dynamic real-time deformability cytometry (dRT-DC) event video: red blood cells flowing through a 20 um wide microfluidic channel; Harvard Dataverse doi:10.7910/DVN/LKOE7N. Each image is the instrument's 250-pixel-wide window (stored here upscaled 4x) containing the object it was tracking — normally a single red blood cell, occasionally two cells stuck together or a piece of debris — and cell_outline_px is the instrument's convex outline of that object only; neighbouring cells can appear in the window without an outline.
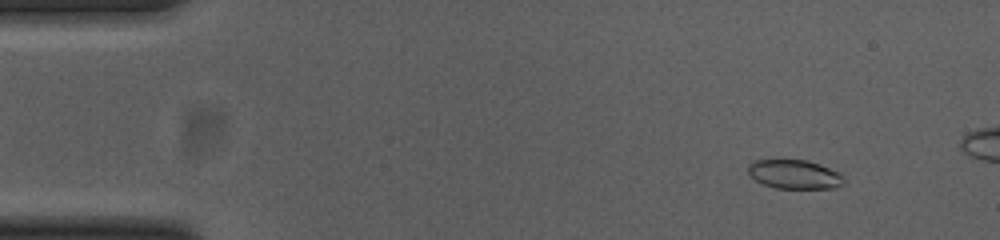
{"species": "common noctule bat (a hibernating species)", "species_latin": "Nyctalus noctula", "temperature_condition": "cold", "stored_images_in_passage": 17, "camera_frame_rate_fps": 3000, "um_per_image_px": 0.085, "animal": {"sex": "female", "body_mass_g": 23.0, "forearm_length_mm": 53.4}, "frame": {"image": 1, "passage_image": 6, "time_ms": 1.667, "image_size_px": [1000, 240], "cell_outline_px": [[844, 180], [836, 188], [776, 188], [764, 184], [756, 180], [748, 172], [748, 164], [752, 160], [780, 156], [784, 156], [808, 160], [828, 168], [836, 172]], "centroid_in_image_um": [67.41, 14.74], "position_along_channel_um": 17.6, "area_um2": 16.7}}